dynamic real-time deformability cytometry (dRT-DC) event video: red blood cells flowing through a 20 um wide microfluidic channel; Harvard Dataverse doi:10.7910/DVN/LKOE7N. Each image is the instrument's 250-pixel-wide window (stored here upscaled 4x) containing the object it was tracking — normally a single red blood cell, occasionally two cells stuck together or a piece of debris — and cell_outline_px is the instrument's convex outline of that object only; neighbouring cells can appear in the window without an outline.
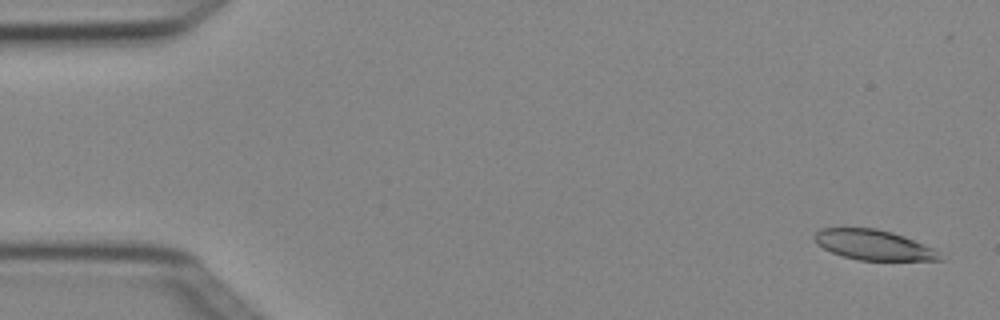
{"species": "Egyptian fruit bat (a non-hibernating species)", "species_latin": "Rousettus aegyptiacus", "temperature_condition": "cold", "stored_images_in_passage": 5, "camera_frame_rate_fps": 3000, "um_per_image_px": 0.085, "animal": {"sex": "female"}, "frame": {"image": 1, "passage_image": 1, "time_ms": 0.0, "image_size_px": [1000, 320], "cell_outline_px": [[944, 260], [860, 260], [844, 256], [832, 252], [816, 244], [816, 232], [820, 228], [876, 228], [892, 232], [904, 236], [924, 244], [940, 252]], "centroid_in_image_um": [74.29, 20.82], "position_along_channel_um": 10.7, "area_um2": 21.79}}
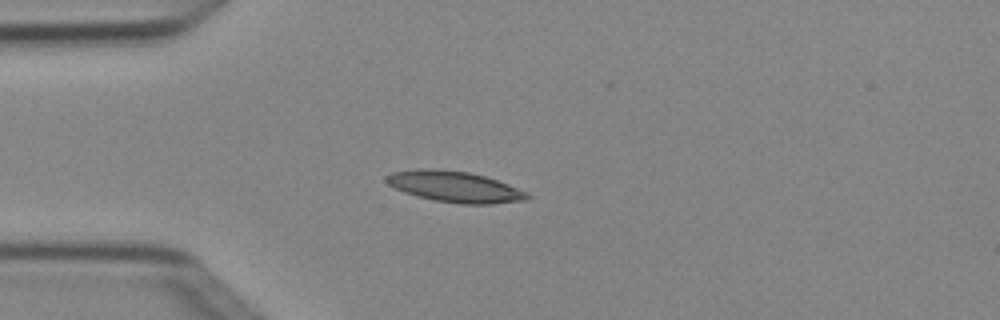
{"frame": {"image": 2, "passage_image": 4, "time_ms": 1.0, "image_size_px": [1000, 320], "cell_outline_px": [[532, 196], [528, 200], [492, 204], [460, 204], [436, 200], [416, 196], [404, 192], [388, 184], [384, 180], [384, 176], [392, 172], [416, 168], [432, 168], [468, 172], [484, 176], [508, 184], [528, 192]], "centroid_in_image_um": [38.65, 15.87], "position_along_channel_um": 46.3, "area_um2": 25.61}}